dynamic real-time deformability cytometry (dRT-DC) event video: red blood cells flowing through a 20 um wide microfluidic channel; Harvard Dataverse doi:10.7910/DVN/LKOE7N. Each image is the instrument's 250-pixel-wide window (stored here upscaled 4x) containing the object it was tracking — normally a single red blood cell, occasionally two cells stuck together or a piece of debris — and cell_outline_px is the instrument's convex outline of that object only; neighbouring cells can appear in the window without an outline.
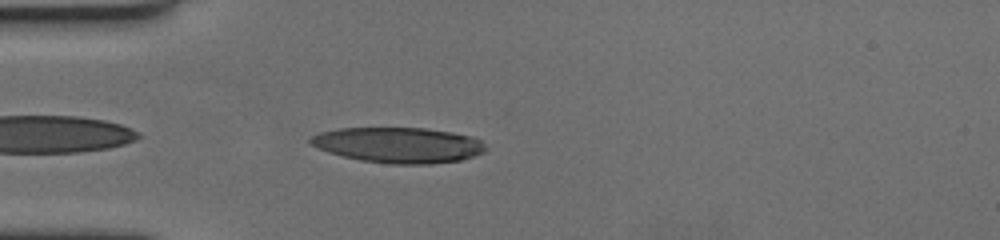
{"species": "human", "species_latin": "Homo sapiens", "temperature_condition": "cold", "stored_images_in_passage": 44, "camera_frame_rate_fps": 3000, "um_per_image_px": 0.085, "donor": {"sex": "female"}, "frame": {"image": 1, "passage_image": 2, "time_ms": 0.333, "image_size_px": [1000, 240], "cell_outline_px": [[488, 148], [484, 152], [460, 160], [432, 164], [392, 164], [360, 160], [328, 152], [312, 144], [308, 140], [312, 136], [320, 132], [340, 128], [424, 128], [452, 132], [472, 136], [480, 140]], "centroid_in_image_um": [33.9, 12.33], "position_along_channel_um": 51.1, "area_um2": 36.13}}
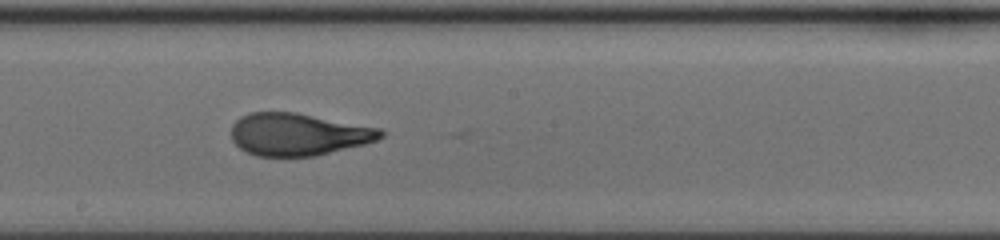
{"frame": {"image": 2, "passage_image": 18, "time_ms": 5.667, "image_size_px": [1000, 240], "cell_outline_px": [[384, 136], [376, 140], [364, 144], [316, 156], [256, 156], [240, 148], [232, 140], [232, 124], [240, 116], [248, 112], [296, 112], [380, 128], [384, 132]], "centroid_in_image_um": [25.34, 11.41], "position_along_channel_um": 222.9, "area_um2": 36.88}}
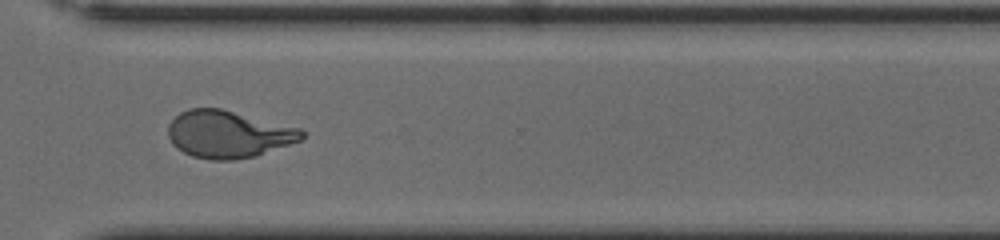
{"frame": {"image": 3, "passage_image": 29, "time_ms": 9.333, "image_size_px": [1000, 240], "cell_outline_px": [[304, 136], [300, 140], [256, 156], [232, 160], [208, 160], [192, 156], [176, 148], [172, 144], [168, 136], [168, 124], [180, 112], [188, 108], [220, 108], [300, 128], [304, 132]], "centroid_in_image_um": [19.37, 11.41], "position_along_channel_um": 351.2, "area_um2": 36.76}, "authors_computed_cell_mechanics": {"area_um2": 37.0787, "velocity_mm_per_s": 3.4884, "shape_relaxation_time_tau1_ms": 7.7477, "shape_relaxation_time_tau2_ms": 0.9853, "deformation_change_tau1": 0.2763, "deformation_change_tau2": 0.0803}}